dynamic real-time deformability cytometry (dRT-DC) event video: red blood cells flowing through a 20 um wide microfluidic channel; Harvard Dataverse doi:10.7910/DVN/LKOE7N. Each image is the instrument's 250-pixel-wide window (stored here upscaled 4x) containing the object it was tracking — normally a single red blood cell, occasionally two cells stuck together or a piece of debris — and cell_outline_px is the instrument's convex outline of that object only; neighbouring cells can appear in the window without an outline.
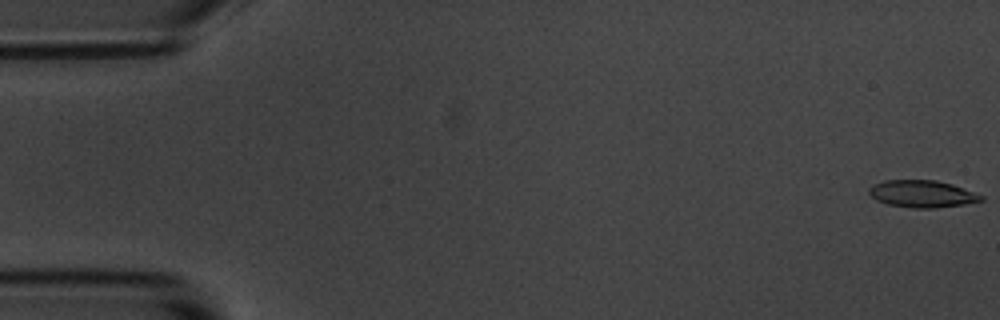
{"species": "common noctule bat (a hibernating species)", "species_latin": "Nyctalus noctula", "temperature_condition": "room temperature", "stored_images_in_passage": 55, "camera_frame_rate_fps": 3000, "um_per_image_px": 0.085, "animal": {"sex": "male", "body_mass_g": 20.1, "forearm_length_mm": 53.5}, "frame": {"image": 1, "passage_image": 1, "time_ms": 0.0, "image_size_px": [1000, 320], "cell_outline_px": [[984, 200], [964, 204], [936, 208], [912, 208], [888, 204], [876, 200], [868, 192], [868, 188], [872, 184], [884, 180], [936, 180], [952, 184], [984, 196]], "centroid_in_image_um": [78.36, 16.47], "position_along_channel_um": 6.6, "area_um2": 17.74}}
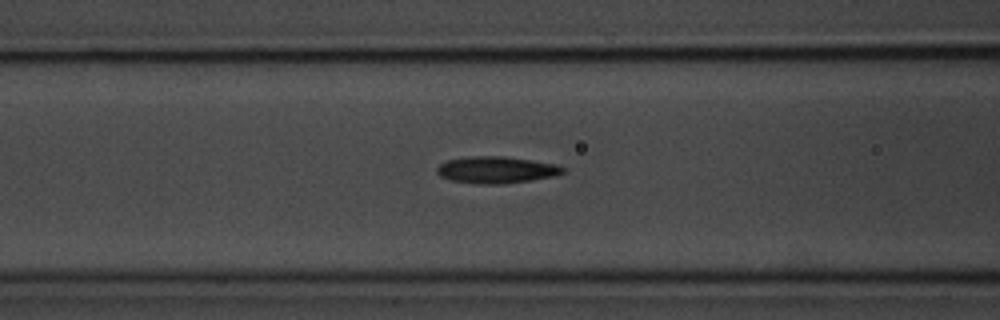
{"frame": {"image": 2, "passage_image": 22, "time_ms": 7.0, "image_size_px": [1000, 320], "cell_outline_px": [[564, 172], [556, 176], [532, 180], [504, 184], [476, 184], [452, 180], [440, 176], [436, 172], [436, 168], [440, 164], [448, 160], [472, 156], [504, 156], [556, 164], [564, 168]], "centroid_in_image_um": [42.19, 14.44], "position_along_channel_um": 124.4, "area_um2": 19.65}}
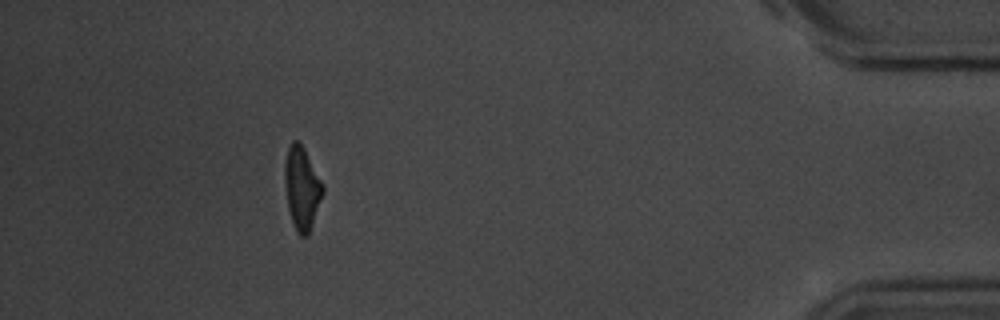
{"frame": {"image": 3, "passage_image": 50, "time_ms": 16.333, "image_size_px": [1000, 320], "cell_outline_px": [[324, 192], [308, 236], [300, 236], [296, 232], [288, 208], [284, 180], [284, 164], [288, 148], [292, 140], [300, 140], [324, 184]], "centroid_in_image_um": [25.66, 15.96], "position_along_channel_um": 409.5, "area_um2": 18.61}, "authors_computed_cell_mechanics": {"area_um2": 18.6694, "velocity_mm_per_s": 3.669, "shape_relaxation_time_tau1_ms": 2.8584, "shape_relaxation_time_tau2_ms": 2.5595, "deformation_change_tau1": 0.1408, "deformation_change_tau2": 0.1145}}